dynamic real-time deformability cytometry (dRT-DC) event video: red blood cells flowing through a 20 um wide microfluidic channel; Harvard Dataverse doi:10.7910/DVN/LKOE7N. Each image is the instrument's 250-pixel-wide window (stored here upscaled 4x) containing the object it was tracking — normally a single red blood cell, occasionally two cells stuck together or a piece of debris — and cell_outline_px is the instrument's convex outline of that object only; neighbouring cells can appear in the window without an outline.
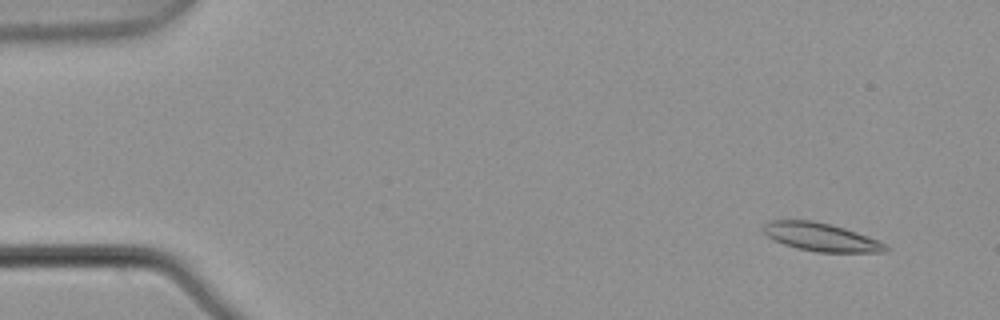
{"species": "common noctule bat (a hibernating species)", "species_latin": "Nyctalus noctula", "temperature_condition": "warm", "stored_images_in_passage": 4, "camera_frame_rate_fps": 3000, "um_per_image_px": 0.085, "animal": {"sex": "male", "body_mass_g": 21.5, "forearm_length_mm": 52.0}, "frame": {"image": 1, "passage_image": 1, "time_ms": 0.0, "image_size_px": [1000, 320], "cell_outline_px": [[888, 248], [884, 252], [816, 252], [796, 248], [784, 244], [768, 236], [760, 228], [768, 220], [812, 220], [844, 228], [868, 236], [884, 244]], "centroid_in_image_um": [69.72, 20.14], "position_along_channel_um": 15.3, "area_um2": 19.88}}
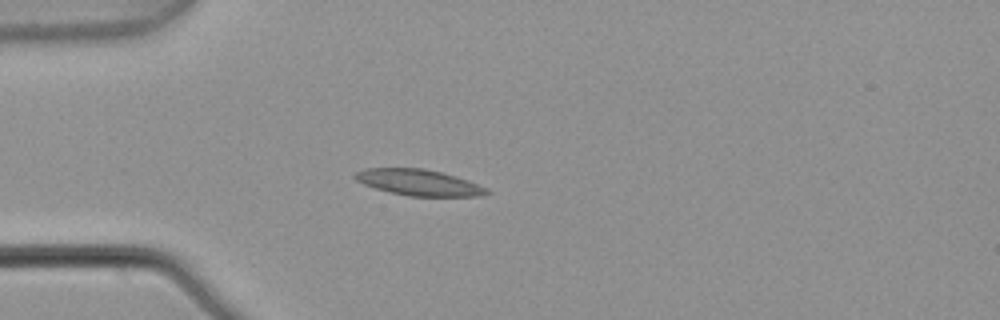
{"frame": {"image": 2, "passage_image": 4, "time_ms": 1.0, "image_size_px": [1000, 320], "cell_outline_px": [[492, 192], [480, 196], [408, 196], [388, 192], [364, 184], [356, 180], [352, 176], [356, 172], [364, 168], [424, 168], [440, 172], [468, 180], [488, 188]], "centroid_in_image_um": [35.59, 15.51], "position_along_channel_um": 49.4, "area_um2": 20.06}}